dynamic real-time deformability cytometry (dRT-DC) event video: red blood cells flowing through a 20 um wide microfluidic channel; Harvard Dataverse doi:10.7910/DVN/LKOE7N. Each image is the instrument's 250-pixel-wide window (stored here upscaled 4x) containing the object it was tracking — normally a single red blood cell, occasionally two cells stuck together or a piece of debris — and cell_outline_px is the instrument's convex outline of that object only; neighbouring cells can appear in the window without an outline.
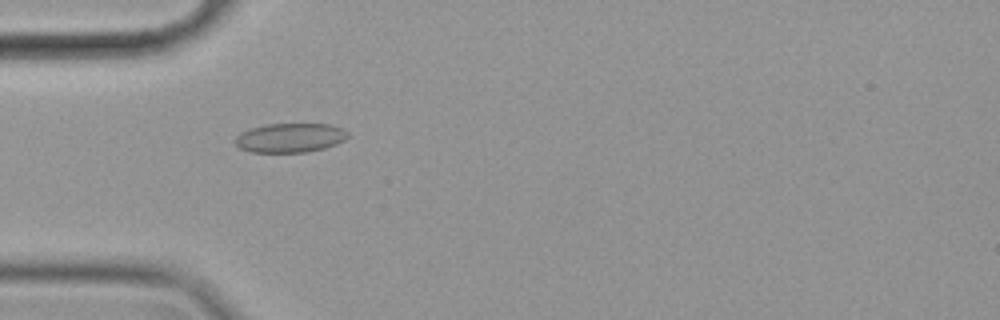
{"species": "common noctule bat (a hibernating species)", "species_latin": "Nyctalus noctula", "temperature_condition": "cold", "stored_images_in_passage": 51, "camera_frame_rate_fps": 3000, "um_per_image_px": 0.085, "animal": {"sex": "female", "body_mass_g": 19.9}, "frame": {"image": 1, "passage_image": 11, "time_ms": 3.333, "image_size_px": [1000, 320], "cell_outline_px": [[348, 136], [344, 140], [336, 144], [324, 148], [308, 152], [252, 152], [240, 148], [232, 140], [240, 132], [264, 124], [332, 124], [344, 128], [348, 132]], "centroid_in_image_um": [24.66, 11.7], "position_along_channel_um": 60.3, "area_um2": 19.36}}
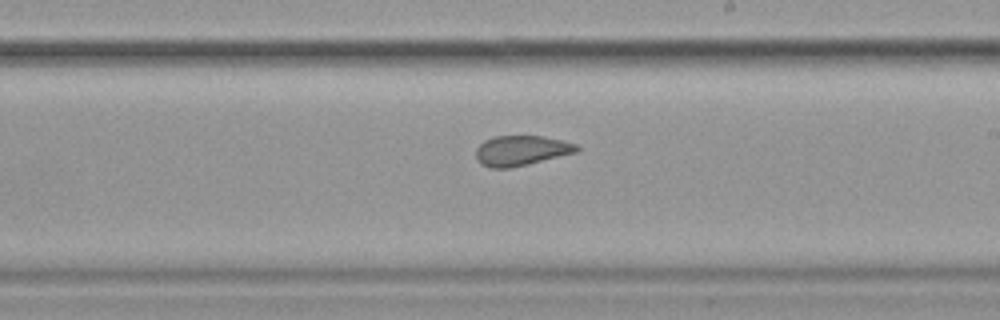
{"frame": {"image": 2, "passage_image": 27, "time_ms": 8.667, "image_size_px": [1000, 320], "cell_outline_px": [[580, 148], [576, 152], [528, 164], [508, 168], [492, 168], [480, 164], [476, 156], [476, 148], [484, 140], [492, 136], [544, 136], [576, 144]], "centroid_in_image_um": [44.27, 12.79], "position_along_channel_um": 244.7, "area_um2": 17.57}}
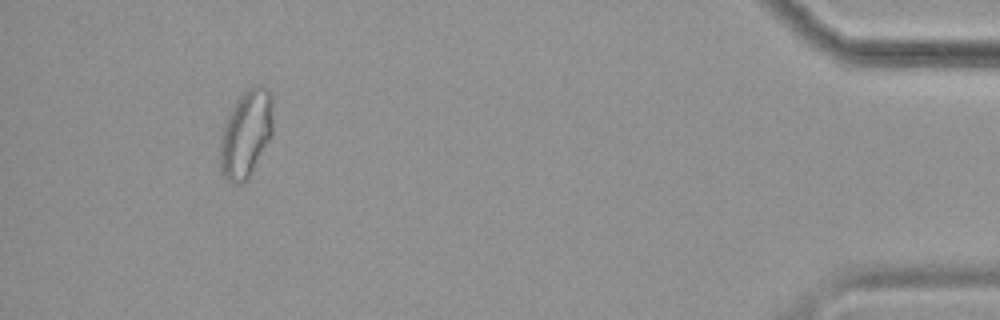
{"frame": {"image": 3, "passage_image": 47, "time_ms": 15.333, "image_size_px": [1000, 320], "cell_outline_px": [[272, 136], [248, 176], [240, 184], [232, 184], [220, 172], [220, 140], [224, 120], [228, 112], [236, 100], [248, 88], [256, 84], [260, 84], [272, 92]], "centroid_in_image_um": [20.89, 11.32], "position_along_channel_um": 414.3, "area_um2": 27.11}, "authors_computed_cell_mechanics": {"area_um2": 19.363, "velocity_mm_per_s": 3.5147, "shape_relaxation_time_tau1_ms": null, "shape_relaxation_time_tau2_ms": 2.189, "deformation_change_tau1": null, "deformation_change_tau2": 0.056}}